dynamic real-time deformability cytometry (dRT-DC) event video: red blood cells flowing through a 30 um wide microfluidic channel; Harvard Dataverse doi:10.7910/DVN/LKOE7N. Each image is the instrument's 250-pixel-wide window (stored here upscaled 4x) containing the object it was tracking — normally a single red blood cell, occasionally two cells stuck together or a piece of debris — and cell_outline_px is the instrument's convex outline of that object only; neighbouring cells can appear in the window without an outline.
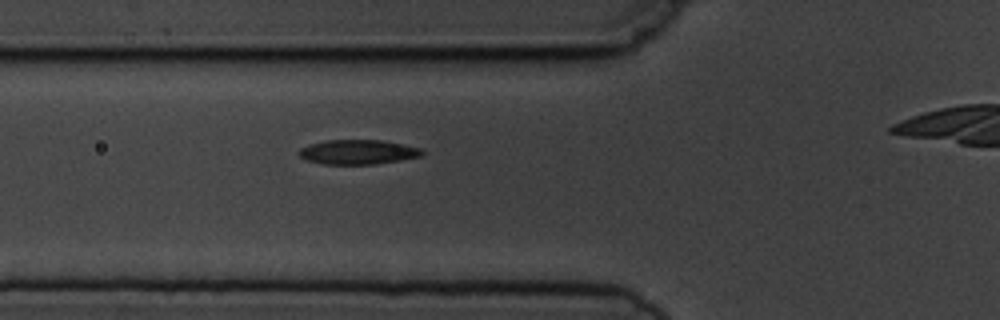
{"species": "common noctule bat (a hibernating species)", "species_latin": "Nyctalus noctula", "temperature_condition": "cold", "stored_images_in_passage": 4, "camera_frame_rate_fps": 3000, "um_per_image_px": 0.085, "animal": {"sex": "male", "body_mass_g": 19.5, "forearm_length_mm": 54.6}, "frame": {"image": 1, "passage_image": 4, "time_ms": 4.333, "image_size_px": [1000, 320], "cell_outline_px": [[424, 152], [420, 156], [400, 160], [376, 164], [324, 164], [308, 160], [300, 156], [296, 152], [300, 148], [308, 144], [324, 140], [380, 140], [404, 144], [420, 148]], "centroid_in_image_um": [30.39, 12.91], "position_along_channel_um": 95.4, "area_um2": 17.63}}